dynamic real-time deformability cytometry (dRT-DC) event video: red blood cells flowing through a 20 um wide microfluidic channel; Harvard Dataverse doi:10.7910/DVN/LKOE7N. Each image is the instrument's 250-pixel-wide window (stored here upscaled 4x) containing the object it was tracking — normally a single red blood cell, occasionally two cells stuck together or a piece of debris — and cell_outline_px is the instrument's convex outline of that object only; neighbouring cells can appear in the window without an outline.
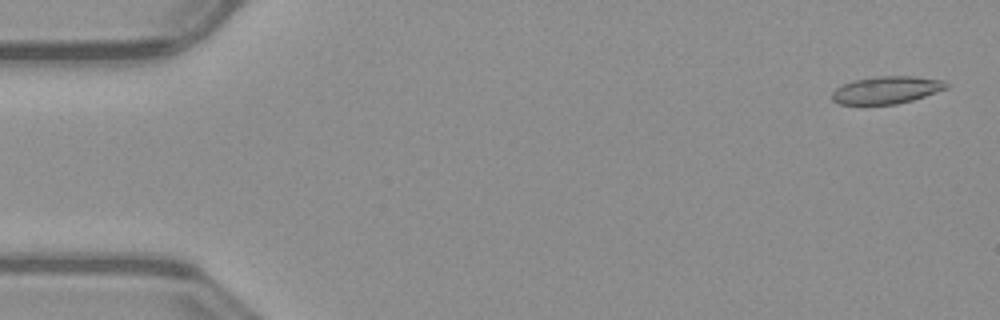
{"species": "common noctule bat (a hibernating species)", "species_latin": "Nyctalus noctula", "temperature_condition": "warm", "stored_images_in_passage": 51, "camera_frame_rate_fps": 3000, "um_per_image_px": 0.085, "animal": {"sex": "male", "body_mass_g": 23.1, "forearm_length_mm": 52.7}, "frame": {"image": 1, "passage_image": 2, "time_ms": 0.333, "image_size_px": [1000, 320], "cell_outline_px": [[948, 88], [912, 100], [896, 104], [840, 104], [832, 100], [832, 92], [836, 88], [844, 84], [856, 80], [880, 76], [916, 76], [944, 80], [948, 84]], "centroid_in_image_um": [75.38, 7.64], "position_along_channel_um": 9.6, "area_um2": 18.09}}
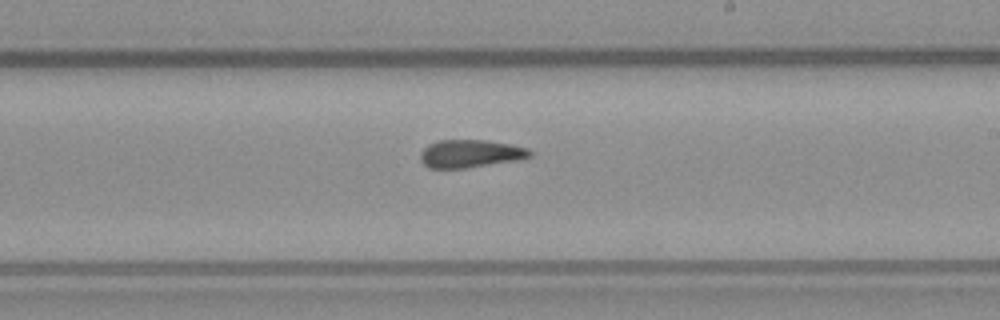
{"frame": {"image": 2, "passage_image": 30, "time_ms": 9.667, "image_size_px": [1000, 320], "cell_outline_px": [[532, 156], [516, 160], [464, 168], [428, 168], [420, 160], [420, 152], [428, 144], [440, 140], [484, 140], [512, 144], [528, 148], [532, 152]], "centroid_in_image_um": [39.96, 13.05], "position_along_channel_um": 249.0, "area_um2": 17.74}}
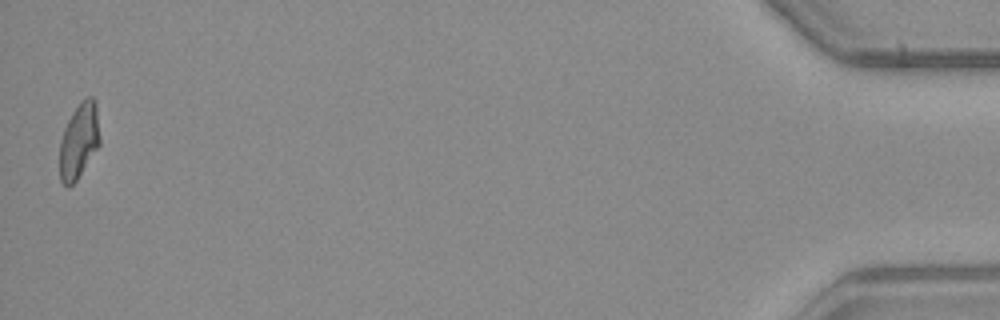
{"frame": {"image": 3, "passage_image": 51, "time_ms": 16.667, "image_size_px": [1000, 320], "cell_outline_px": [[100, 144], [76, 180], [68, 188], [60, 180], [60, 140], [64, 128], [72, 112], [80, 100], [88, 96], [92, 96], [96, 104], [100, 136]], "centroid_in_image_um": [6.71, 11.94], "position_along_channel_um": 428.5, "area_um2": 17.63}, "authors_computed_cell_mechanics": {"area_um2": 18.207, "velocity_mm_per_s": 4.0213, "shape_relaxation_time_tau1_ms": null, "shape_relaxation_time_tau2_ms": 2.2932, "deformation_change_tau1": null, "deformation_change_tau2": 0.1038}}